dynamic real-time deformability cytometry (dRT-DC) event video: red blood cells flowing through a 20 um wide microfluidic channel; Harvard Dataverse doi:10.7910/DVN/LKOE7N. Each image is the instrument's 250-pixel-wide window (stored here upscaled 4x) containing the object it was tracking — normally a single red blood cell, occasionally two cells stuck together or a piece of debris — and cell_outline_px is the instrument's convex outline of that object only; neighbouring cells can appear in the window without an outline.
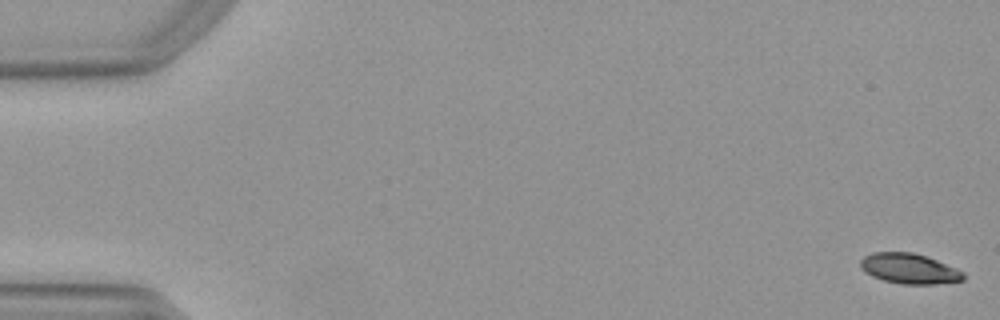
{"species": "Egyptian fruit bat (a non-hibernating species)", "species_latin": "Rousettus aegyptiacus", "temperature_condition": "warm", "stored_images_in_passage": 52, "camera_frame_rate_fps": 3000, "um_per_image_px": 0.085, "animal": {"sex": "female"}, "frame": {"image": 1, "passage_image": 1, "time_ms": 0.0, "image_size_px": [1000, 320], "cell_outline_px": [[964, 280], [936, 284], [904, 284], [884, 280], [872, 276], [864, 272], [860, 268], [860, 260], [864, 256], [872, 252], [912, 252], [936, 260], [956, 268], [964, 272]], "centroid_in_image_um": [77.26, 22.83], "position_along_channel_um": 7.7, "area_um2": 18.09}}
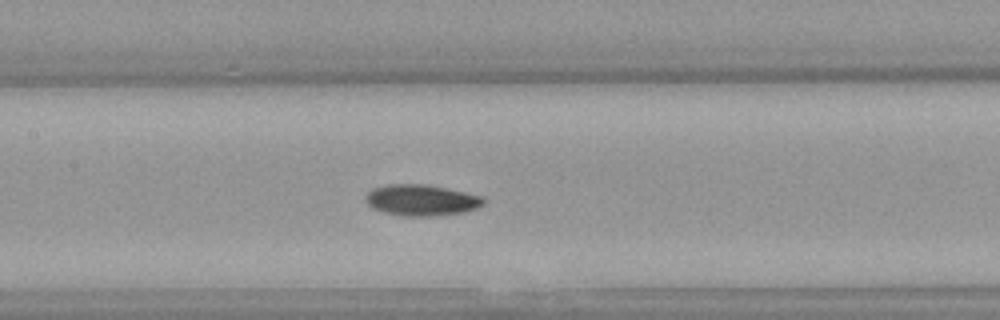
{"frame": {"image": 2, "passage_image": 25, "time_ms": 8.0, "image_size_px": [1000, 320], "cell_outline_px": [[484, 204], [476, 208], [464, 212], [436, 216], [404, 216], [384, 212], [372, 208], [364, 200], [364, 196], [372, 188], [388, 184], [424, 184], [448, 188], [484, 196]], "centroid_in_image_um": [35.81, 17.01], "position_along_channel_um": 171.6, "area_um2": 21.62}}
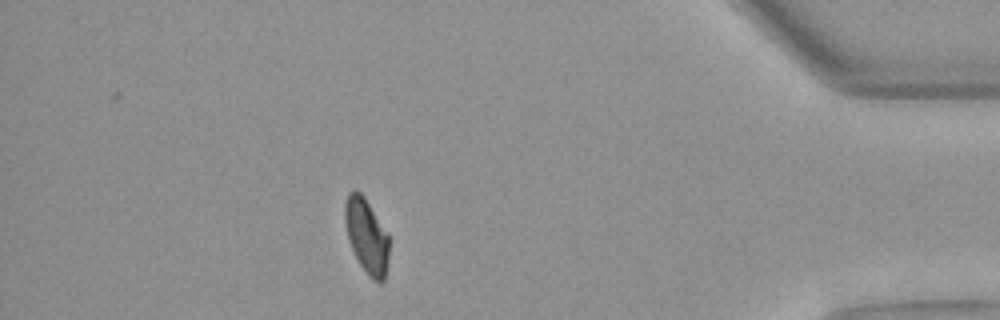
{"frame": {"image": 3, "passage_image": 46, "time_ms": 15.0, "image_size_px": [1000, 320], "cell_outline_px": [[388, 260], [384, 280], [380, 284], [372, 280], [368, 276], [360, 264], [348, 240], [344, 220], [344, 204], [348, 192], [360, 192], [364, 196], [388, 236]], "centroid_in_image_um": [31.14, 20.09], "position_along_channel_um": 404.1, "area_um2": 18.96}, "authors_computed_cell_mechanics": {"area_um2": 20.1144, "velocity_mm_per_s": 3.9717, "shape_relaxation_time_tau1_ms": 4.7928, "shape_relaxation_time_tau2_ms": null, "deformation_change_tau1": 0.1451, "deformation_change_tau2": null}}